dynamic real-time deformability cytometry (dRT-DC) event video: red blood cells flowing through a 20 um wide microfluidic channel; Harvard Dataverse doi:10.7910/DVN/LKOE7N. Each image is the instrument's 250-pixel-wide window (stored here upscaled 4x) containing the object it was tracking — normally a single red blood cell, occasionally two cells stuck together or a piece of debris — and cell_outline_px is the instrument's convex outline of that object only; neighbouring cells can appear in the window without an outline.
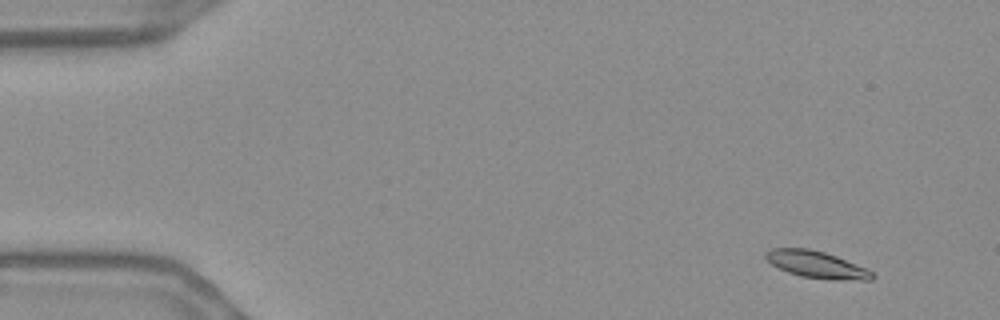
{"species": "Egyptian fruit bat (a non-hibernating species)", "species_latin": "Rousettus aegyptiacus", "temperature_condition": "warm", "stored_images_in_passage": 56, "camera_frame_rate_fps": 3000, "um_per_image_px": 0.085, "frame": {"image": 1, "passage_image": 5, "time_ms": 1.333, "image_size_px": [1000, 320], "cell_outline_px": [[876, 276], [872, 280], [832, 280], [800, 276], [788, 272], [764, 260], [764, 252], [772, 248], [808, 248], [824, 252], [836, 256], [868, 268]], "centroid_in_image_um": [69.42, 22.49], "position_along_channel_um": 15.6, "area_um2": 16.94}}
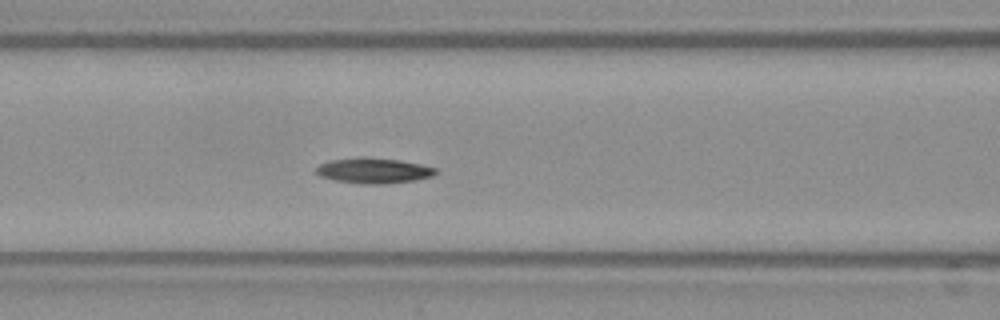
{"frame": {"image": 2, "passage_image": 24, "time_ms": 7.667, "image_size_px": [1000, 320], "cell_outline_px": [[436, 172], [432, 176], [416, 180], [380, 184], [364, 184], [332, 180], [320, 176], [316, 172], [316, 168], [320, 164], [332, 160], [360, 156], [364, 156], [400, 160], [420, 164], [436, 168]], "centroid_in_image_um": [31.74, 14.49], "position_along_channel_um": 134.9, "area_um2": 17.74}}
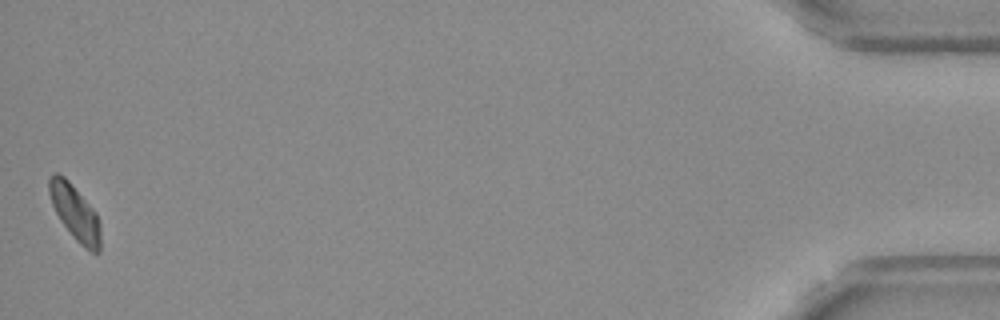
{"frame": {"image": 3, "passage_image": 56, "time_ms": 18.333, "image_size_px": [1000, 320], "cell_outline_px": [[100, 252], [92, 252], [84, 248], [72, 236], [60, 220], [52, 204], [48, 192], [48, 180], [52, 172], [56, 172], [64, 176], [68, 180], [96, 212], [100, 224]], "centroid_in_image_um": [6.36, 18.06], "position_along_channel_um": 428.8, "area_um2": 16.53}}